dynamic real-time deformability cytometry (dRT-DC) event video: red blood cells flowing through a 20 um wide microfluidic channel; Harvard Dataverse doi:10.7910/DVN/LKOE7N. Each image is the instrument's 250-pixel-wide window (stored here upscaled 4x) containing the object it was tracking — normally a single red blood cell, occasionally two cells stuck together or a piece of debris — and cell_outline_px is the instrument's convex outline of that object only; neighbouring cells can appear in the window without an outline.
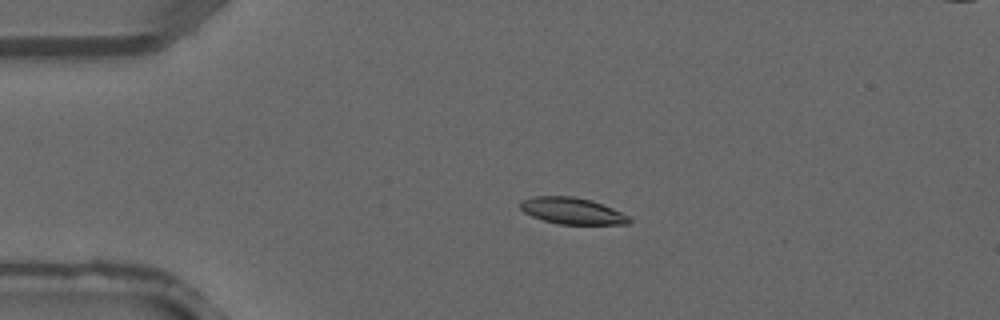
{"species": "common noctule bat (a hibernating species)", "species_latin": "Nyctalus noctula", "temperature_condition": "warm", "stored_images_in_passage": 3, "camera_frame_rate_fps": 3000, "um_per_image_px": 0.085, "animal": {"sex": "male", "forearm_length_mm": 52.5}, "frame": {"image": 1, "passage_image": 2, "time_ms": 0.333, "image_size_px": [1000, 320], "cell_outline_px": [[632, 220], [628, 224], [560, 224], [544, 220], [532, 216], [524, 212], [520, 208], [520, 200], [536, 196], [572, 196], [592, 200], [612, 208], [628, 216]], "centroid_in_image_um": [48.62, 17.92], "position_along_channel_um": 36.4, "area_um2": 16.7}}
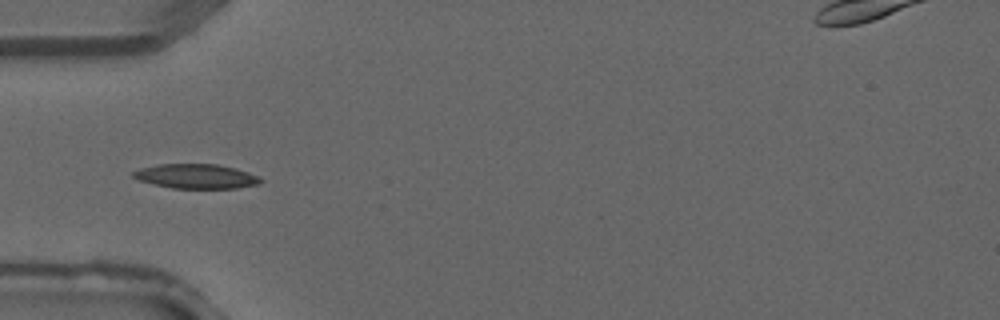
{"frame": {"image": 2, "passage_image": 3, "time_ms": 0.667, "image_size_px": [1000, 320], "cell_outline_px": [[264, 180], [260, 184], [236, 188], [172, 188], [140, 180], [132, 176], [132, 172], [140, 168], [160, 164], [216, 164], [236, 168], [260, 176]], "centroid_in_image_um": [16.73, 14.98], "position_along_channel_um": 68.3, "area_um2": 18.15}}